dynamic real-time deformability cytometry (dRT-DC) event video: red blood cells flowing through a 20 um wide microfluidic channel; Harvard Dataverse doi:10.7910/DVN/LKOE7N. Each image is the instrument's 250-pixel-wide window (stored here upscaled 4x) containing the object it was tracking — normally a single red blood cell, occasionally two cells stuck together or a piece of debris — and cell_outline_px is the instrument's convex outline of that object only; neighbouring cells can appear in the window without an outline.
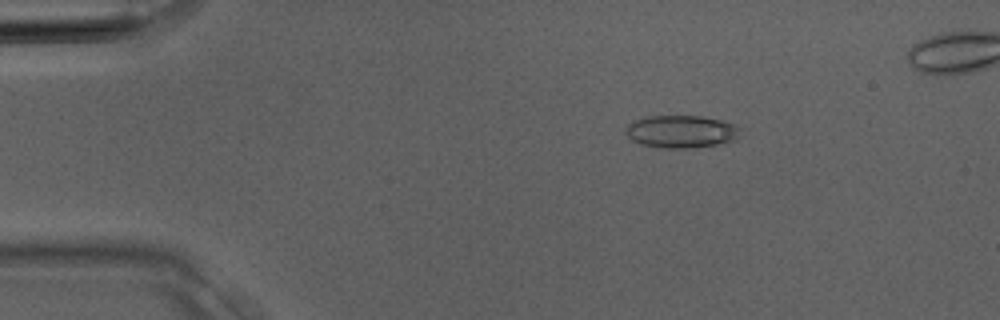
{"species": "Egyptian fruit bat (a non-hibernating species)", "species_latin": "Rousettus aegyptiacus", "temperature_condition": "room temperature", "stored_images_in_passage": 3, "camera_frame_rate_fps": 3000, "um_per_image_px": 0.085, "animal": {"sex": "male"}, "frame": {"image": 1, "passage_image": 2, "time_ms": 0.333, "image_size_px": [1000, 320], "cell_outline_px": [[740, 128], [736, 140], [716, 144], [692, 148], [664, 148], [640, 144], [632, 140], [624, 132], [624, 128], [628, 124], [644, 116], [700, 116], [724, 120], [736, 124]], "centroid_in_image_um": [57.89, 11.17], "position_along_channel_um": 27.1, "area_um2": 21.91}}